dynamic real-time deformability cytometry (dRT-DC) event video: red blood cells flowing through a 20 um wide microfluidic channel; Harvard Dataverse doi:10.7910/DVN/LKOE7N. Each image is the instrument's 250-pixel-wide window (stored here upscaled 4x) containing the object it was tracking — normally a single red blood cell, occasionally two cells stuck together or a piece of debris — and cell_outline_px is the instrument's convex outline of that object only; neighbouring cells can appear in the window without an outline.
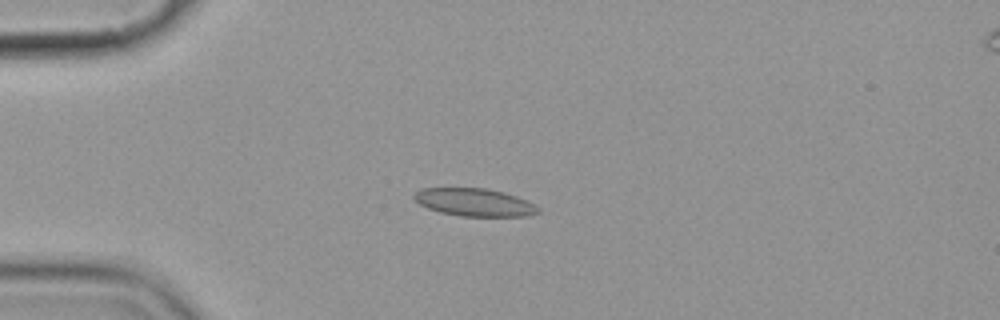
{"species": "common noctule bat (a hibernating species)", "species_latin": "Nyctalus noctula", "temperature_condition": "cold", "stored_images_in_passage": 14, "camera_frame_rate_fps": 3000, "um_per_image_px": 0.085, "animal": {"sex": "female", "body_mass_g": 19.9}, "frame": {"image": 1, "passage_image": 3, "time_ms": 3.0, "image_size_px": [1000, 320], "cell_outline_px": [[540, 212], [528, 216], [460, 216], [440, 212], [428, 208], [420, 204], [412, 196], [420, 188], [484, 188], [504, 192], [528, 200], [540, 208]], "centroid_in_image_um": [40.35, 17.19], "position_along_channel_um": 44.6, "area_um2": 20.11}}
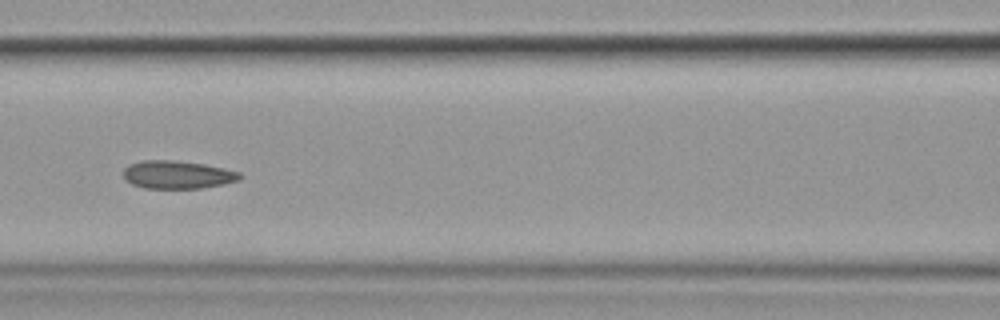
{"frame": {"image": 2, "passage_image": 6, "time_ms": 6.667, "image_size_px": [1000, 320], "cell_outline_px": [[244, 176], [240, 180], [224, 184], [204, 188], [144, 188], [132, 184], [124, 180], [124, 168], [128, 164], [140, 160], [176, 160], [204, 164], [224, 168], [240, 172]], "centroid_in_image_um": [15.09, 14.84], "position_along_channel_um": 151.5, "area_um2": 19.31}}
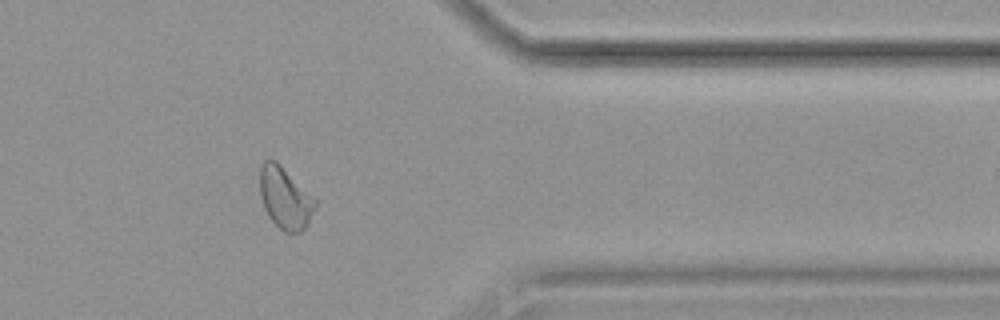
{"frame": {"image": 3, "passage_image": 12, "time_ms": 13.667, "image_size_px": [1000, 320], "cell_outline_px": [[316, 204], [308, 224], [300, 232], [284, 232], [268, 216], [264, 208], [260, 196], [260, 164], [264, 160], [276, 160], [316, 200]], "centroid_in_image_um": [24.2, 16.82], "position_along_channel_um": 387.2, "area_um2": 19.65}}